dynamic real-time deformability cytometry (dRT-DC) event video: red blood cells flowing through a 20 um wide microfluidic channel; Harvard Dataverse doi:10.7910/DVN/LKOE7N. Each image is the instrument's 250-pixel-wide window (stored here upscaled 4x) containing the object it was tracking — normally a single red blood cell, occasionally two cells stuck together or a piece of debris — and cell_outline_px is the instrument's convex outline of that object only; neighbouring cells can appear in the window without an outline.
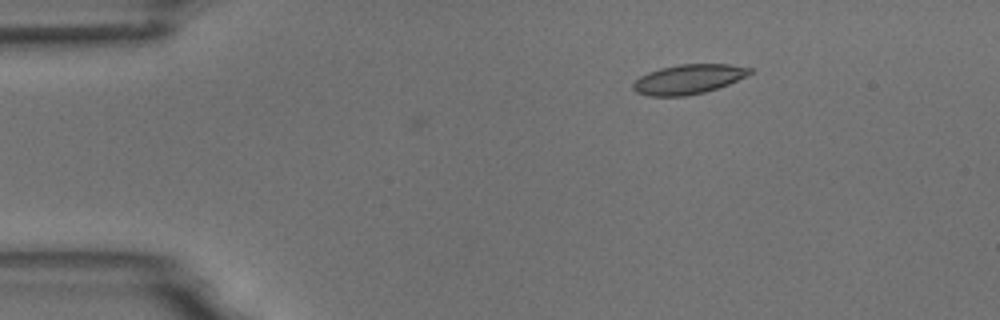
{"species": "common noctule bat (a hibernating species)", "species_latin": "Nyctalus noctula", "temperature_condition": "room temperature", "stored_images_in_passage": 3, "camera_frame_rate_fps": 3000, "um_per_image_px": 0.085, "animal": {"sex": "male", "body_mass_g": 18.8}, "frame": {"image": 1, "passage_image": 1, "time_ms": 0.0, "image_size_px": [1000, 320], "cell_outline_px": [[752, 72], [728, 84], [704, 92], [688, 96], [648, 96], [636, 92], [632, 88], [632, 84], [640, 76], [648, 72], [660, 68], [680, 64], [728, 64], [752, 68]], "centroid_in_image_um": [58.47, 6.73], "position_along_channel_um": 26.5, "area_um2": 20.0}}